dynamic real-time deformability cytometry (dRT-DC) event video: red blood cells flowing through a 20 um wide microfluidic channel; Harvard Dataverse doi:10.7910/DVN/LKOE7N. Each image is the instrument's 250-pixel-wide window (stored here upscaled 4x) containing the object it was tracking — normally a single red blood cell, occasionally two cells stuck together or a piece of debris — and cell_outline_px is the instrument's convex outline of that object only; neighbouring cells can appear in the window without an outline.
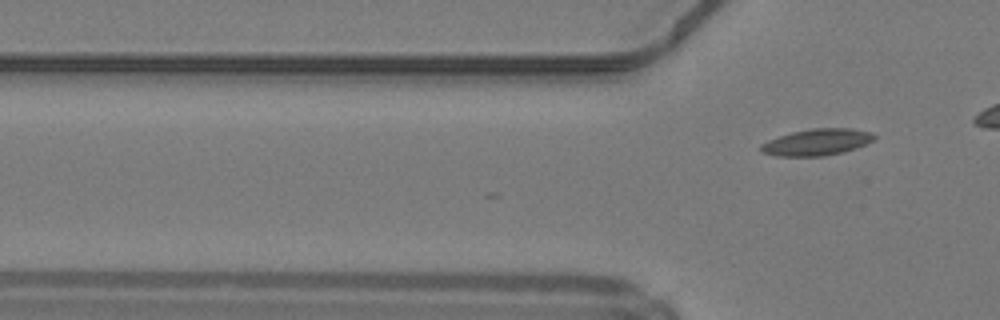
{"species": "common noctule bat (a hibernating species)", "species_latin": "Nyctalus noctula", "temperature_condition": "warm", "stored_images_in_passage": 9, "camera_frame_rate_fps": 3000, "um_per_image_px": 0.085, "animal": {"sex": "male", "body_mass_g": 19.2, "forearm_length_mm": 51.8}, "frame": {"image": 1, "passage_image": 9, "time_ms": 2.667, "image_size_px": [1000, 320], "cell_outline_px": [[876, 136], [872, 140], [856, 148], [844, 152], [824, 156], [776, 156], [760, 152], [760, 144], [768, 140], [792, 132], [812, 128], [848, 128], [872, 132]], "centroid_in_image_um": [69.41, 12.09], "position_along_channel_um": 56.4, "area_um2": 17.51}}